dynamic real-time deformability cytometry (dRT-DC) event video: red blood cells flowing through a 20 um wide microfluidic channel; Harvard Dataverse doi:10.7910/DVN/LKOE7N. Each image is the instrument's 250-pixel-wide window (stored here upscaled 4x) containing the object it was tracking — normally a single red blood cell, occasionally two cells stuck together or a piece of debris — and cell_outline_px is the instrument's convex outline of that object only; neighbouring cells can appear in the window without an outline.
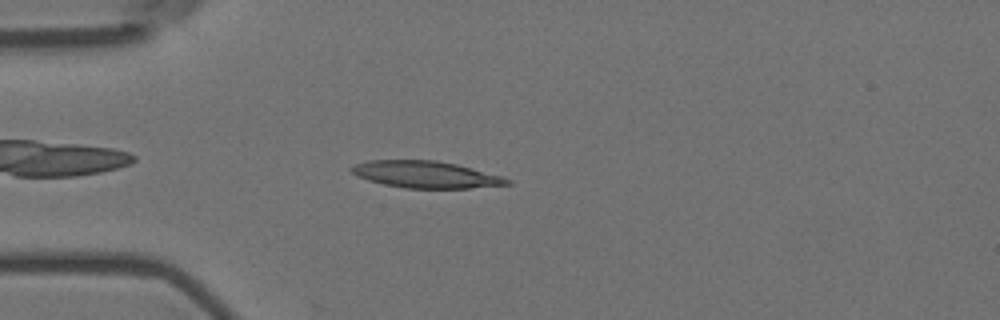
{"species": "Egyptian fruit bat (a non-hibernating species)", "species_latin": "Rousettus aegyptiacus", "temperature_condition": "room temperature", "stored_images_in_passage": 4, "camera_frame_rate_fps": 3000, "um_per_image_px": 0.085, "animal": {"sex": "female"}, "frame": {"image": 1, "passage_image": 4, "time_ms": 1.0, "image_size_px": [1000, 320], "cell_outline_px": [[512, 184], [468, 188], [404, 188], [384, 184], [368, 180], [356, 176], [348, 168], [356, 164], [368, 160], [436, 160], [456, 164], [500, 176], [512, 180]], "centroid_in_image_um": [36.15, 14.83], "position_along_channel_um": 48.8, "area_um2": 24.22}}